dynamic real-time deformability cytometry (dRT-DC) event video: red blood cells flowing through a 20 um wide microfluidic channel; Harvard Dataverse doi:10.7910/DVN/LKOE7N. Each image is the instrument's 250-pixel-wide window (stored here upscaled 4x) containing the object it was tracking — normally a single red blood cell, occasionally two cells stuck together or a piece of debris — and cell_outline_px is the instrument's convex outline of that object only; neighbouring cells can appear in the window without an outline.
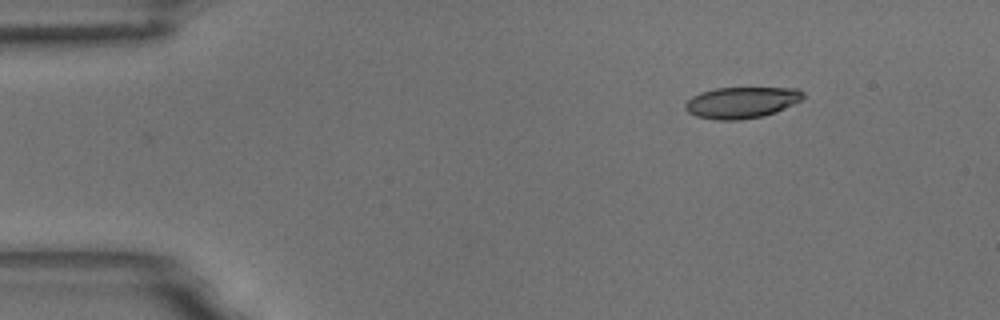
{"species": "common noctule bat (a hibernating species)", "species_latin": "Nyctalus noctula", "temperature_condition": "room temperature", "stored_images_in_passage": 2, "camera_frame_rate_fps": 3000, "um_per_image_px": 0.085, "animal": {"sex": "male", "body_mass_g": 18.8}, "frame": {"image": 1, "passage_image": 2, "time_ms": 0.333, "image_size_px": [1000, 320], "cell_outline_px": [[804, 96], [800, 100], [776, 112], [764, 116], [740, 120], [716, 120], [696, 116], [688, 112], [684, 108], [684, 104], [692, 96], [700, 92], [716, 88], [796, 88], [804, 92]], "centroid_in_image_um": [63.0, 8.72], "position_along_channel_um": 22.0, "area_um2": 21.5}}